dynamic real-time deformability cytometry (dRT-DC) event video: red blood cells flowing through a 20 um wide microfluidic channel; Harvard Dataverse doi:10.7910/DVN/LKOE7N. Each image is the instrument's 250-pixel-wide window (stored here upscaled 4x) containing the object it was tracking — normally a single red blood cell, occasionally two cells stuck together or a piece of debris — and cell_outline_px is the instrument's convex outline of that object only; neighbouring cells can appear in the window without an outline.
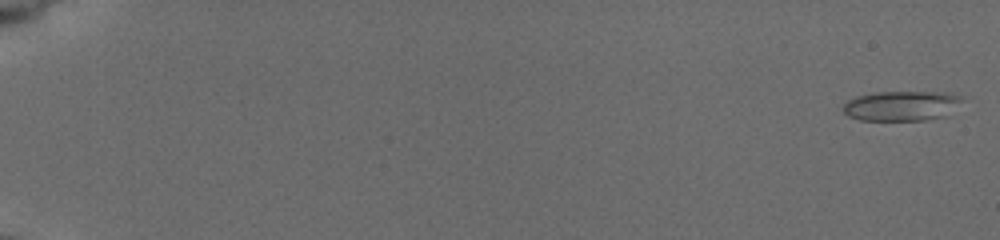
{"species": "common noctule bat (a hibernating species)", "species_latin": "Nyctalus noctula", "temperature_condition": "cold", "stored_images_in_passage": 53, "camera_frame_rate_fps": 3000, "um_per_image_px": 0.085, "animal": {"sex": "female", "body_mass_g": 19.5, "forearm_length_mm": 54.1}, "frame": {"image": 1, "passage_image": 2, "time_ms": 0.333, "image_size_px": [1000, 240], "cell_outline_px": [[960, 100], [944, 116], [928, 120], [860, 120], [848, 116], [844, 112], [844, 104], [848, 100], [856, 96], [876, 92], [948, 92], [960, 96]], "centroid_in_image_um": [76.56, 8.99], "position_along_channel_um": 8.4, "area_um2": 20.4}}
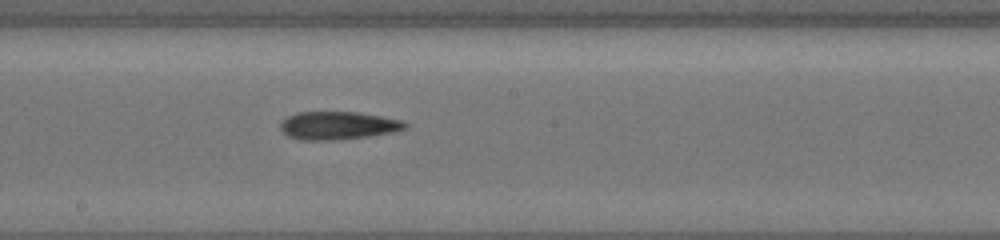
{"frame": {"image": 2, "passage_image": 32, "time_ms": 11.333, "image_size_px": [1000, 240], "cell_outline_px": [[408, 128], [392, 132], [368, 136], [332, 140], [300, 140], [288, 136], [280, 128], [280, 124], [288, 116], [296, 112], [356, 112], [380, 116], [400, 120], [408, 124]], "centroid_in_image_um": [28.72, 10.67], "position_along_channel_um": 219.5, "area_um2": 20.17}}
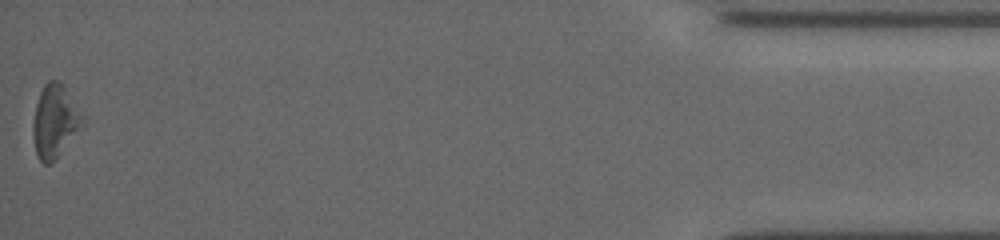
{"frame": {"image": 3, "passage_image": 53, "time_ms": 19.0, "image_size_px": [1000, 240], "cell_outline_px": [[84, 120], [56, 160], [52, 164], [44, 164], [36, 156], [32, 136], [32, 124], [36, 104], [40, 92], [44, 84], [48, 80], [60, 80]], "centroid_in_image_um": [4.59, 10.33], "position_along_channel_um": 430.6, "area_um2": 20.63}, "authors_computed_cell_mechanics": {"area_um2": 19.8832, "velocity_mm_per_s": 3.7525, "shape_relaxation_time_tau1_ms": 8.1362, "shape_relaxation_time_tau2_ms": 10.7984, "deformation_change_tau1": 0.1333, "deformation_change_tau2": 0.2545}}